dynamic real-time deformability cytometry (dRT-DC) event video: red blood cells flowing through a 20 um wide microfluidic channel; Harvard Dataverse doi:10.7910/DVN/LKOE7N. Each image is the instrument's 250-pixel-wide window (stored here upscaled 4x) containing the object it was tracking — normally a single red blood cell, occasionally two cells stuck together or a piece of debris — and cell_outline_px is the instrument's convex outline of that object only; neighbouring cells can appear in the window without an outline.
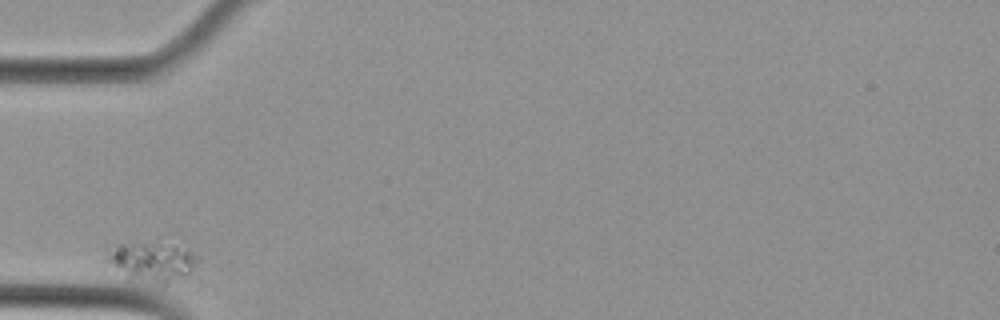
{"species": "Egyptian fruit bat (a non-hibernating species)", "species_latin": "Rousettus aegyptiacus", "temperature_condition": "cold", "stored_images_in_passage": 2, "camera_frame_rate_fps": 3000, "um_per_image_px": 0.085, "animal": {"sex": "female"}, "frame": {"image": 1, "passage_image": 1, "time_ms": 0.0, "image_size_px": [1000, 320], "cell_outline_px": [[192, 264], [188, 272], [164, 284], [160, 284], [132, 276], [104, 264], [104, 256], [116, 244], [156, 244], [188, 248], [192, 256]], "centroid_in_image_um": [12.76, 22.21], "position_along_channel_um": 72.2, "area_um2": 19.07}}
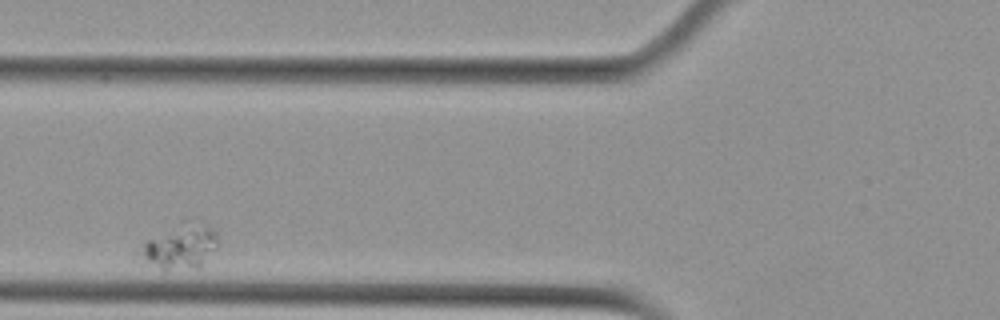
{"frame": {"image": 2, "passage_image": 2, "time_ms": 0.333, "image_size_px": [1000, 320], "cell_outline_px": [[220, 232], [216, 248], [200, 268], [164, 272], [132, 256], [136, 248], [148, 240], [184, 220], [196, 216]], "centroid_in_image_um": [15.3, 20.95], "position_along_channel_um": 110.5, "area_um2": 22.02}}